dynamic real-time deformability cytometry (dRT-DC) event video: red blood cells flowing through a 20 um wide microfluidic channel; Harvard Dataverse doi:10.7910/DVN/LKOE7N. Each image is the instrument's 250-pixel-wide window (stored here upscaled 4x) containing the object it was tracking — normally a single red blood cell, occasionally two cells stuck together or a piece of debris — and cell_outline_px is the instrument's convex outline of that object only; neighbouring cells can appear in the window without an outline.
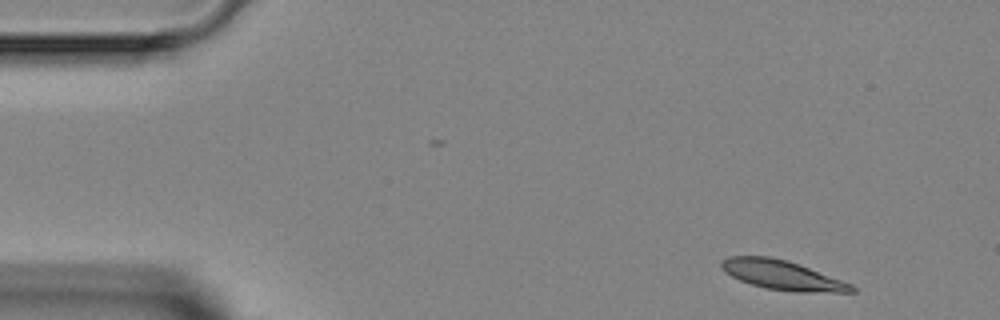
{"species": "Egyptian fruit bat (a non-hibernating species)", "species_latin": "Rousettus aegyptiacus", "temperature_condition": "room temperature", "stored_images_in_passage": 2, "camera_frame_rate_fps": 3000, "um_per_image_px": 0.085, "animal": {"sex": "female"}, "frame": {"image": 1, "passage_image": 2, "time_ms": 1.667, "image_size_px": [1000, 320], "cell_outline_px": [[856, 292], [796, 292], [764, 288], [740, 280], [724, 272], [720, 264], [720, 260], [728, 256], [768, 256], [788, 260], [852, 284], [856, 288]], "centroid_in_image_um": [66.47, 23.38], "position_along_channel_um": 18.5, "area_um2": 22.31}}